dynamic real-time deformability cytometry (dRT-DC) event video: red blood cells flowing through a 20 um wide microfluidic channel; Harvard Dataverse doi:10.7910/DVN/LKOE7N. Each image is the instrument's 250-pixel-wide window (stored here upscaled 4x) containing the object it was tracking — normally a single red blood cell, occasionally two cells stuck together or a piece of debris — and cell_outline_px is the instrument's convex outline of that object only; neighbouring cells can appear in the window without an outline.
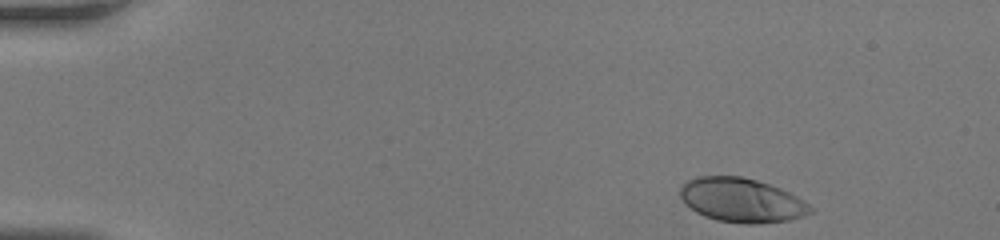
{"species": "human", "species_latin": "Homo sapiens", "temperature_condition": "room temperature", "stored_images_in_passage": 41, "camera_frame_rate_fps": 3000, "um_per_image_px": 0.085, "donor": {"sex": "female"}, "frame": {"image": 1, "passage_image": 1, "time_ms": 0.0, "image_size_px": [1000, 240], "cell_outline_px": [[812, 212], [804, 216], [788, 220], [760, 224], [748, 224], [716, 220], [704, 216], [696, 212], [684, 204], [680, 196], [680, 184], [696, 176], [740, 176], [756, 180], [780, 188], [804, 200], [812, 208]], "centroid_in_image_um": [63.0, 17.02], "position_along_channel_um": 22.0, "area_um2": 33.64}}
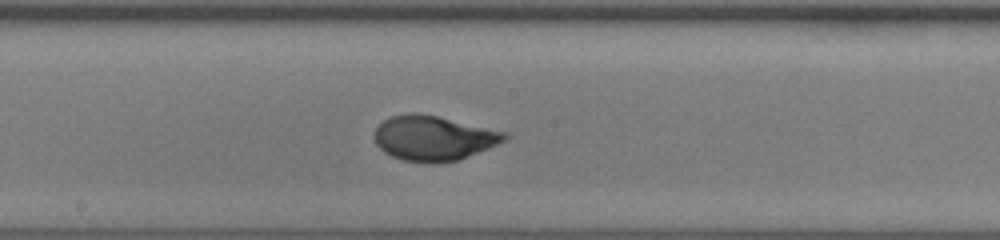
{"frame": {"image": 2, "passage_image": 21, "time_ms": 6.667, "image_size_px": [1000, 240], "cell_outline_px": [[508, 140], [460, 160], [436, 164], [432, 164], [404, 160], [392, 156], [384, 152], [376, 144], [376, 128], [384, 120], [392, 116], [412, 112], [416, 112], [436, 116], [508, 132]], "centroid_in_image_um": [36.9, 11.75], "position_along_channel_um": 211.3, "area_um2": 34.1}}
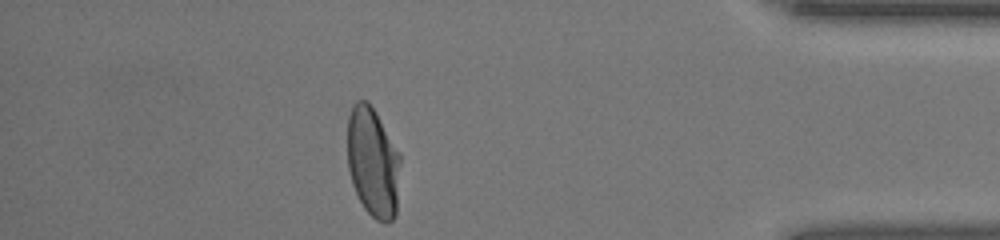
{"frame": {"image": 3, "passage_image": 36, "time_ms": 11.667, "image_size_px": [1000, 240], "cell_outline_px": [[400, 160], [396, 216], [392, 220], [384, 224], [376, 220], [364, 208], [352, 184], [348, 168], [348, 116], [356, 100], [368, 100], [376, 112], [400, 152]], "centroid_in_image_um": [31.71, 13.79], "position_along_channel_um": 403.5, "area_um2": 34.1}}